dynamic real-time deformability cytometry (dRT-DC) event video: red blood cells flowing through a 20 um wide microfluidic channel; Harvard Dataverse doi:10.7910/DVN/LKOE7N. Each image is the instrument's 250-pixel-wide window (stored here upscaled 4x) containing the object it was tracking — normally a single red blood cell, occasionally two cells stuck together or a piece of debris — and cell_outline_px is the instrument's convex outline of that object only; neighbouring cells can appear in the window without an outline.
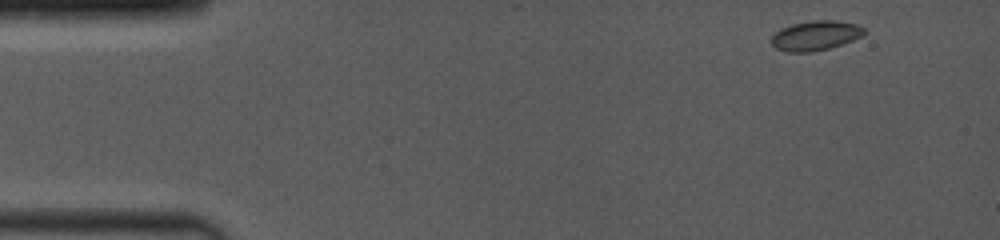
{"species": "common noctule bat (a hibernating species)", "species_latin": "Nyctalus noctula", "temperature_condition": "room temperature", "stored_images_in_passage": 9, "camera_frame_rate_fps": 4000, "um_per_image_px": 0.085, "animal": {"sex": "female", "body_mass_g": 19.0, "forearm_length_mm": 53.3}, "frame": {"image": 1, "passage_image": 1, "time_ms": 0.0, "image_size_px": [1000, 240], "cell_outline_px": [[868, 32], [864, 36], [828, 48], [812, 52], [784, 52], [776, 48], [772, 44], [772, 36], [776, 32], [792, 24], [816, 20], [832, 20], [856, 24], [864, 28]], "centroid_in_image_um": [69.35, 3.03], "position_along_channel_um": 15.7, "area_um2": 15.9}}
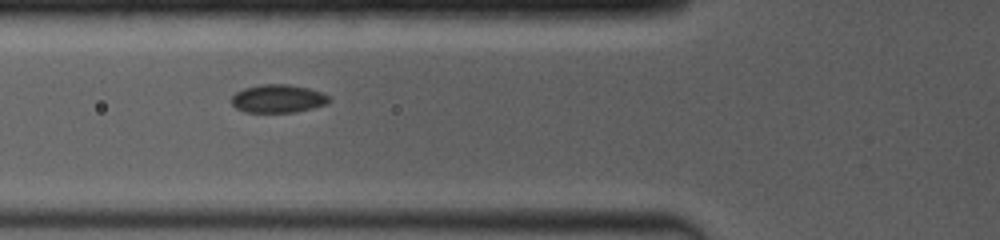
{"frame": {"image": 2, "passage_image": 8, "time_ms": 4.75, "image_size_px": [1000, 240], "cell_outline_px": [[332, 100], [328, 104], [296, 112], [244, 112], [236, 108], [232, 104], [232, 96], [236, 92], [244, 88], [260, 84], [288, 84], [308, 88], [324, 92]], "centroid_in_image_um": [23.66, 8.38], "position_along_channel_um": 102.1, "area_um2": 16.18}}
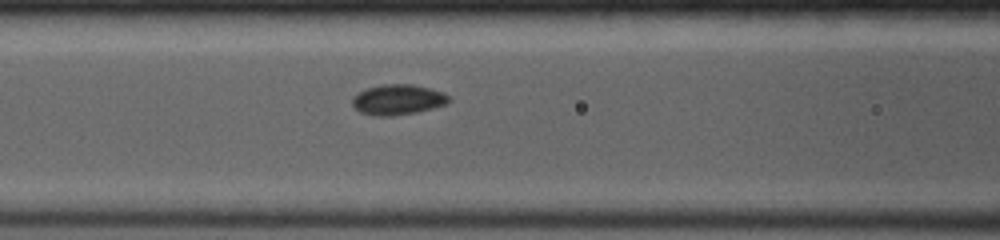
{"frame": {"image": 3, "passage_image": 9, "time_ms": 5.5, "image_size_px": [1000, 240], "cell_outline_px": [[452, 100], [448, 104], [416, 112], [392, 116], [372, 116], [360, 112], [352, 104], [352, 96], [368, 88], [384, 84], [412, 84], [444, 92]], "centroid_in_image_um": [33.83, 8.48], "position_along_channel_um": 132.8, "area_um2": 17.11}}